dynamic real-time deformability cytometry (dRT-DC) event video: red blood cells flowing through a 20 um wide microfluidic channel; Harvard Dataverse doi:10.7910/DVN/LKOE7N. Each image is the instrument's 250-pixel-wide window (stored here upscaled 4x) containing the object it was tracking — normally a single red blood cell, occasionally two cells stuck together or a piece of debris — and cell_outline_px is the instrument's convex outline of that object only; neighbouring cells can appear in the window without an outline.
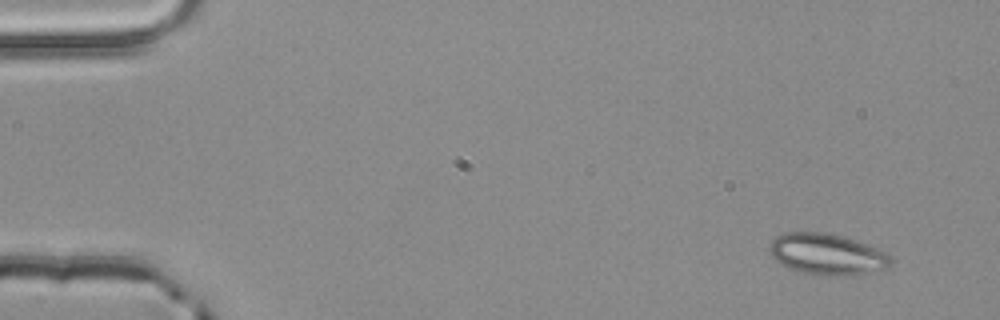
{"species": "common noctule bat (a hibernating species)", "species_latin": "Nyctalus noctula", "temperature_condition": "room temperature", "stored_images_in_passage": 4, "camera_frame_rate_fps": 3000, "um_per_image_px": 0.085, "animal": {"sex": "male", "body_mass_g": 20.4}, "frame": {"image": 1, "passage_image": 1, "time_ms": 0.0, "image_size_px": [1000, 320], "cell_outline_px": [[892, 264], [888, 268], [868, 272], [836, 276], [804, 272], [792, 268], [776, 260], [768, 252], [768, 248], [772, 240], [776, 236], [784, 232], [824, 232], [840, 236], [868, 244], [884, 252], [892, 260]], "centroid_in_image_um": [70.28, 21.58], "position_along_channel_um": 14.7, "area_um2": 28.55}}